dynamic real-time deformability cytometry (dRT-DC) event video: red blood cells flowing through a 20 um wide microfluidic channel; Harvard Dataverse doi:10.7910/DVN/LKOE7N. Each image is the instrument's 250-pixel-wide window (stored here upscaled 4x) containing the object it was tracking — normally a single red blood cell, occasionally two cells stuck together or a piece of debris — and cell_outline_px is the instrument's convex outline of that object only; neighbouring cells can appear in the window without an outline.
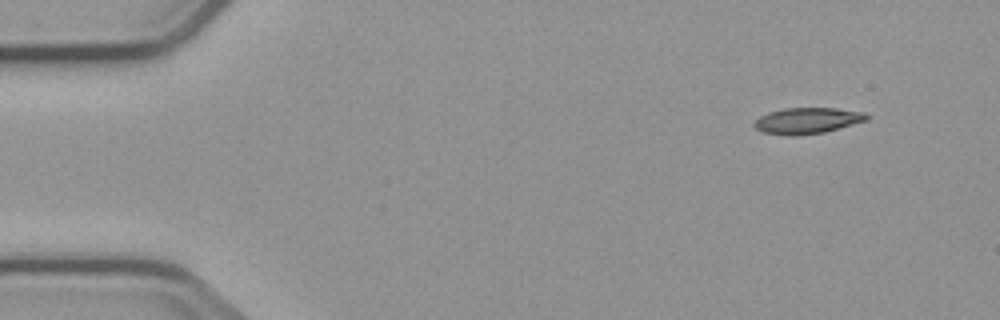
{"species": "common noctule bat (a hibernating species)", "species_latin": "Nyctalus noctula", "temperature_condition": "cold", "stored_images_in_passage": 4, "camera_frame_rate_fps": 3000, "um_per_image_px": 0.085, "animal": {"sex": "male", "body_mass_g": 23.1, "forearm_length_mm": 52.7}, "frame": {"image": 1, "passage_image": 1, "time_ms": 0.0, "image_size_px": [1000, 320], "cell_outline_px": [[868, 120], [824, 132], [796, 136], [788, 136], [764, 132], [756, 128], [752, 124], [760, 116], [768, 112], [784, 108], [836, 108], [864, 112], [868, 116]], "centroid_in_image_um": [68.61, 10.25], "position_along_channel_um": 16.4, "area_um2": 17.05}}
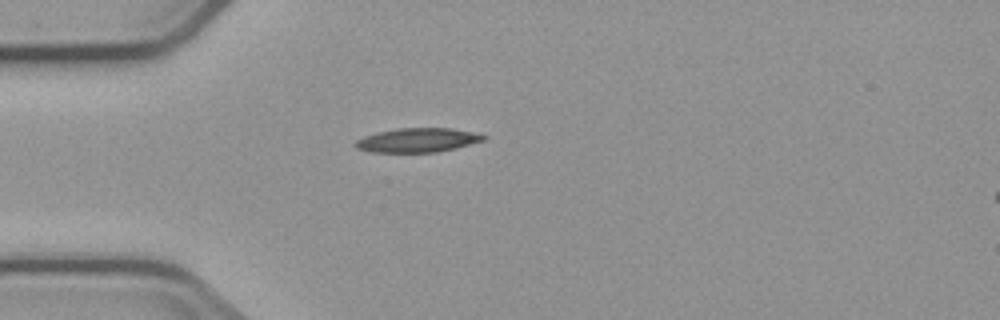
{"frame": {"image": 2, "passage_image": 4, "time_ms": 3.333, "image_size_px": [1000, 320], "cell_outline_px": [[488, 136], [484, 140], [436, 152], [368, 152], [356, 148], [352, 144], [356, 140], [364, 136], [376, 132], [396, 128], [452, 128], [472, 132]], "centroid_in_image_um": [35.41, 11.9], "position_along_channel_um": 49.6, "area_um2": 17.98}}